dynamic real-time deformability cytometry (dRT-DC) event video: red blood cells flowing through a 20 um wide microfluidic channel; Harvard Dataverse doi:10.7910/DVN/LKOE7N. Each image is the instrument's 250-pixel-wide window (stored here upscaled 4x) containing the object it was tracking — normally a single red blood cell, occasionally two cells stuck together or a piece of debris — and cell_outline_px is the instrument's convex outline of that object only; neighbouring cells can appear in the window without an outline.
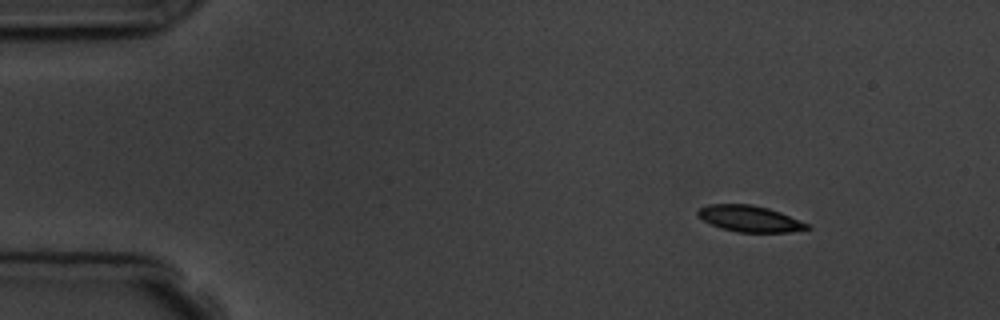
{"species": "common noctule bat (a hibernating species)", "species_latin": "Nyctalus noctula", "temperature_condition": "room temperature", "stored_images_in_passage": 5, "camera_frame_rate_fps": 3000, "um_per_image_px": 0.085, "animal": {"sex": "male", "body_mass_g": 19.5, "forearm_length_mm": 54.6}, "frame": {"image": 1, "passage_image": 1, "time_ms": 0.0, "image_size_px": [1000, 320], "cell_outline_px": [[812, 228], [788, 232], [736, 232], [720, 228], [704, 220], [696, 212], [700, 208], [708, 204], [752, 204], [768, 208], [780, 212], [808, 224]], "centroid_in_image_um": [63.72, 18.59], "position_along_channel_um": 21.3, "area_um2": 16.53}}
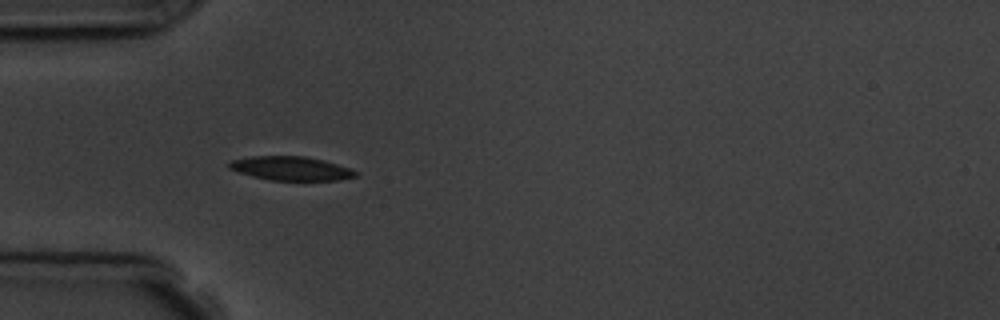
{"frame": {"image": 2, "passage_image": 4, "time_ms": 3.333, "image_size_px": [1000, 320], "cell_outline_px": [[356, 176], [340, 180], [272, 180], [252, 176], [228, 168], [228, 164], [232, 160], [252, 156], [304, 156], [324, 160], [348, 168], [356, 172]], "centroid_in_image_um": [24.71, 14.31], "position_along_channel_um": 60.3, "area_um2": 17.34}}